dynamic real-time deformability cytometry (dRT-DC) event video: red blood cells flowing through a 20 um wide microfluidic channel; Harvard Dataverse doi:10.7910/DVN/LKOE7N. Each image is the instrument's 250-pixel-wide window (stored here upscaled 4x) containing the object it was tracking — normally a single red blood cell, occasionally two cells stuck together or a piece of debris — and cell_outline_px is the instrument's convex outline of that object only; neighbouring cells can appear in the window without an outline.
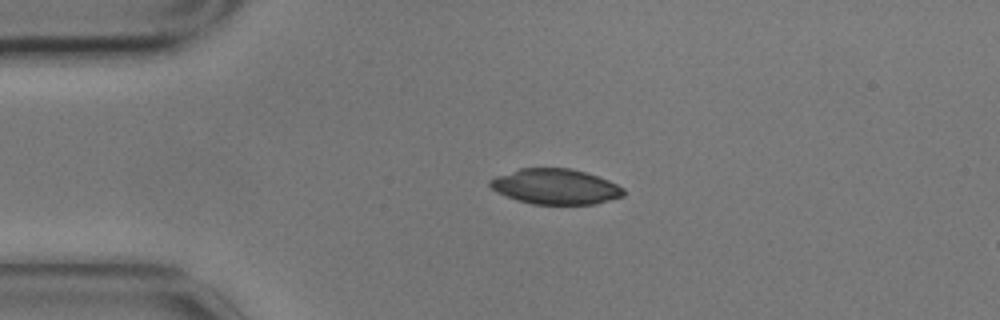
{"species": "common noctule bat (a hibernating species)", "species_latin": "Nyctalus noctula", "temperature_condition": "cold", "stored_images_in_passage": 5, "segment_of_instrument_passage": [1, 2], "camera_frame_rate_fps": 3000, "um_per_image_px": 0.085, "animal": {"sex": "male", "body_mass_g": 17.9}, "frame": {"image": 1, "passage_image": 3, "time_ms": 0.667, "image_size_px": [1000, 320], "cell_outline_px": [[624, 196], [596, 204], [532, 204], [516, 200], [492, 188], [488, 184], [488, 180], [496, 176], [520, 168], [568, 168], [584, 172], [608, 180], [624, 188]], "centroid_in_image_um": [47.22, 15.86], "position_along_channel_um": 37.8, "area_um2": 27.34}}